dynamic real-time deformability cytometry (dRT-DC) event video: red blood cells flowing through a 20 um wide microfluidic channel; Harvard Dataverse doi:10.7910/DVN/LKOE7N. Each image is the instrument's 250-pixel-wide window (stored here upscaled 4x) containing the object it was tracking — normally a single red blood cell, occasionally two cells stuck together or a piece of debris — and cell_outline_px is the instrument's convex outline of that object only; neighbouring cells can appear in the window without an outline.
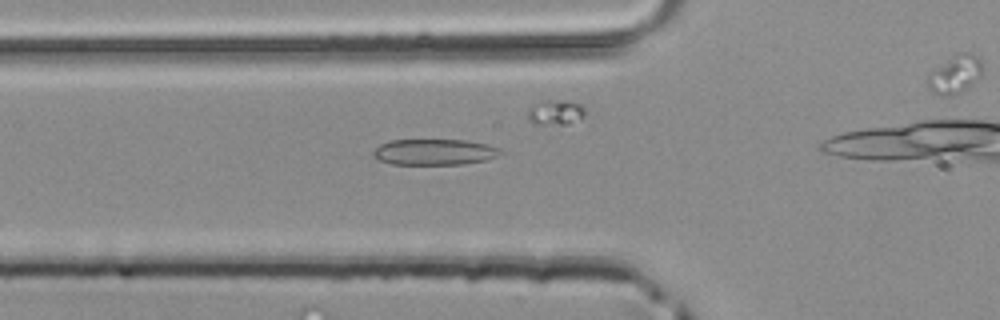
{"species": "common noctule bat (a hibernating species)", "species_latin": "Nyctalus noctula", "temperature_condition": "room temperature", "stored_images_in_passage": 9, "camera_frame_rate_fps": 3000, "um_per_image_px": 0.085, "animal": {"sex": "male", "body_mass_g": 20.4}, "frame": {"image": 1, "passage_image": 2, "time_ms": 0.333, "image_size_px": [1000, 320], "cell_outline_px": [[504, 152], [488, 160], [464, 164], [392, 164], [380, 160], [372, 156], [372, 152], [380, 144], [388, 140], [468, 140], [500, 148]], "centroid_in_image_um": [36.93, 12.92], "position_along_channel_um": 88.9, "area_um2": 19.31}}